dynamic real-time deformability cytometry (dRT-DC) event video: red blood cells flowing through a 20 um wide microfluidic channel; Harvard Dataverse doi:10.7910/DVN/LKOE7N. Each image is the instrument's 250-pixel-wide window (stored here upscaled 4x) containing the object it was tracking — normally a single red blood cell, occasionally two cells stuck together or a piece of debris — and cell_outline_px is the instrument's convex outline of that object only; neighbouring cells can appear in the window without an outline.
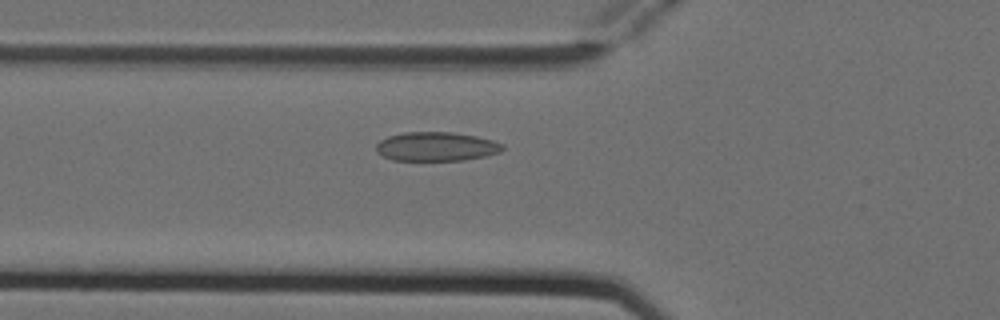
{"species": "Egyptian fruit bat (a non-hibernating species)", "species_latin": "Rousettus aegyptiacus", "temperature_condition": "cold", "stored_images_in_passage": 3, "camera_frame_rate_fps": 3000, "um_per_image_px": 0.085, "animal": {"sex": "female"}, "frame": {"image": 1, "passage_image": 3, "time_ms": 0.667, "image_size_px": [1000, 320], "cell_outline_px": [[504, 148], [500, 152], [484, 156], [464, 160], [392, 160], [376, 152], [376, 144], [380, 140], [388, 136], [404, 132], [452, 132], [476, 136], [492, 140], [504, 144]], "centroid_in_image_um": [37.08, 12.45], "position_along_channel_um": 88.7, "area_um2": 21.39}}